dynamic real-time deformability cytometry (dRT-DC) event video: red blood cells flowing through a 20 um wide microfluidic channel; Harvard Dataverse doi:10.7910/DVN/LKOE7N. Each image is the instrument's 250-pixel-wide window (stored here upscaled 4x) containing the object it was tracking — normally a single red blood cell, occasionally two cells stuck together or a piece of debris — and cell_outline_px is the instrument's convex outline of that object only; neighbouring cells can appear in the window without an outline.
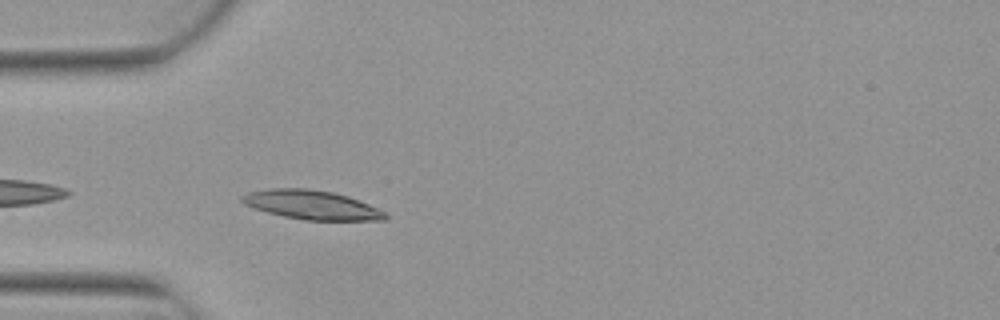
{"species": "Egyptian fruit bat (a non-hibernating species)", "species_latin": "Rousettus aegyptiacus", "temperature_condition": "warm", "stored_images_in_passage": 3, "camera_frame_rate_fps": 3000, "um_per_image_px": 0.085, "animal": {"sex": "female"}, "frame": {"image": 1, "passage_image": 3, "time_ms": 0.667, "image_size_px": [1000, 320], "cell_outline_px": [[388, 216], [384, 220], [304, 220], [284, 216], [268, 212], [244, 204], [240, 200], [240, 196], [248, 192], [268, 188], [308, 188], [332, 192], [348, 196], [368, 204], [384, 212]], "centroid_in_image_um": [26.45, 17.4], "position_along_channel_um": 58.5, "area_um2": 24.1}}